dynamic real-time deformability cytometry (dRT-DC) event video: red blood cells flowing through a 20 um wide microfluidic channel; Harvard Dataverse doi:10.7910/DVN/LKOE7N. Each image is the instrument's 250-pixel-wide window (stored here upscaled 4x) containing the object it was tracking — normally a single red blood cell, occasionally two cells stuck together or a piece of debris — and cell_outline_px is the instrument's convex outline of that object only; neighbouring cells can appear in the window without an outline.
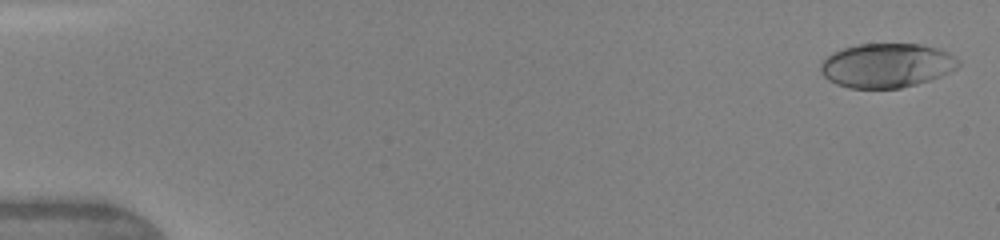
{"species": "human", "species_latin": "Homo sapiens", "temperature_condition": "warm", "stored_images_in_passage": 7, "camera_frame_rate_fps": 3000, "um_per_image_px": 0.085, "donor": {"sex": "female"}, "frame": {"image": 1, "passage_image": 1, "time_ms": 0.0, "image_size_px": [1000, 240], "cell_outline_px": [[960, 64], [956, 68], [940, 76], [916, 84], [900, 88], [848, 88], [836, 84], [828, 80], [820, 72], [820, 60], [832, 52], [856, 44], [920, 44], [936, 48], [948, 52], [960, 60]], "centroid_in_image_um": [75.32, 5.56], "position_along_channel_um": 9.7, "area_um2": 35.66}}
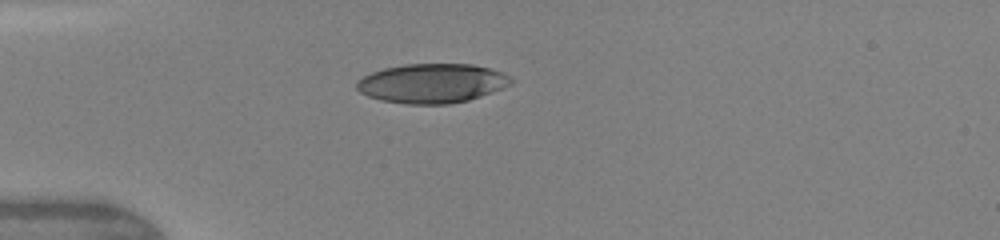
{"frame": {"image": 2, "passage_image": 5, "time_ms": 4.0, "image_size_px": [1000, 240], "cell_outline_px": [[516, 80], [512, 84], [492, 92], [468, 100], [448, 104], [408, 104], [380, 100], [368, 96], [360, 92], [356, 88], [356, 80], [372, 72], [384, 68], [404, 64], [472, 64], [492, 68], [504, 72]], "centroid_in_image_um": [36.75, 7.07], "position_along_channel_um": 48.3, "area_um2": 35.66}}